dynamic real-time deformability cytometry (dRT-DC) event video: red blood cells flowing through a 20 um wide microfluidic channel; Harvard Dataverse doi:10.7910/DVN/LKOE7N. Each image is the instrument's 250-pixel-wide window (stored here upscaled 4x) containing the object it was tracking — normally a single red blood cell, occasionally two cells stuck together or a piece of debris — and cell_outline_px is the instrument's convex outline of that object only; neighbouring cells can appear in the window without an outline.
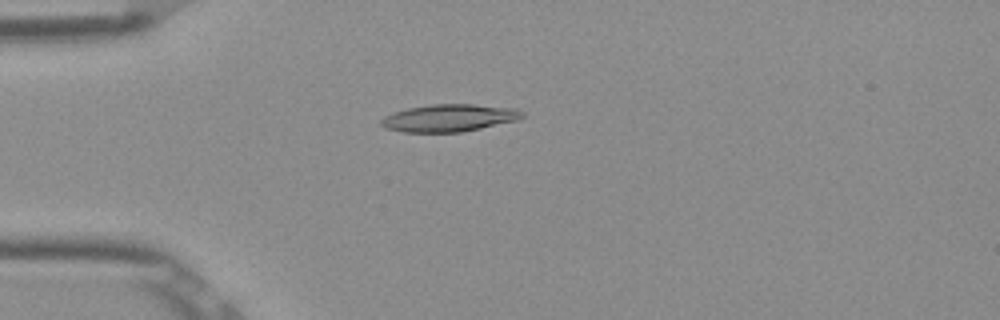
{"species": "Egyptian fruit bat (a non-hibernating species)", "species_latin": "Rousettus aegyptiacus", "temperature_condition": "room temperature", "stored_images_in_passage": 48, "camera_frame_rate_fps": 3000, "um_per_image_px": 0.085, "frame": {"image": 1, "passage_image": 10, "time_ms": 3.0, "image_size_px": [1000, 320], "cell_outline_px": [[524, 116], [516, 120], [480, 128], [460, 132], [404, 132], [384, 128], [380, 124], [380, 120], [384, 116], [392, 112], [408, 108], [432, 104], [472, 104], [516, 108], [524, 112]], "centroid_in_image_um": [38.14, 10.02], "position_along_channel_um": 46.9, "area_um2": 22.48}}
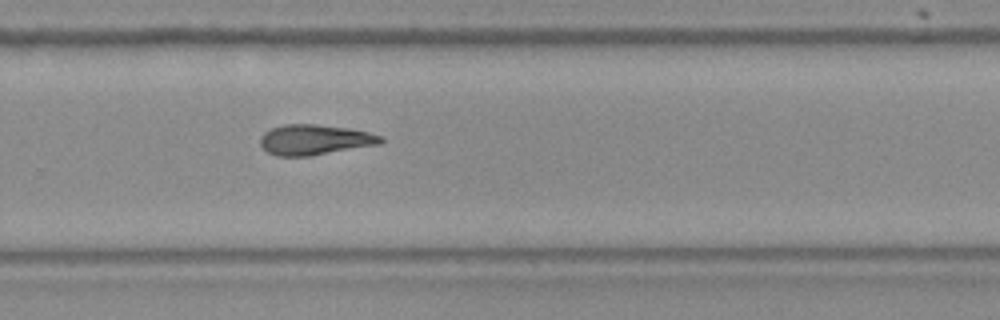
{"frame": {"image": 2, "passage_image": 31, "time_ms": 10.0, "image_size_px": [1000, 320], "cell_outline_px": [[384, 140], [380, 144], [312, 156], [276, 156], [268, 152], [260, 144], [260, 136], [264, 132], [272, 128], [284, 124], [316, 124], [348, 128], [368, 132], [384, 136]], "centroid_in_image_um": [26.76, 11.88], "position_along_channel_um": 303.0, "area_um2": 21.44}}
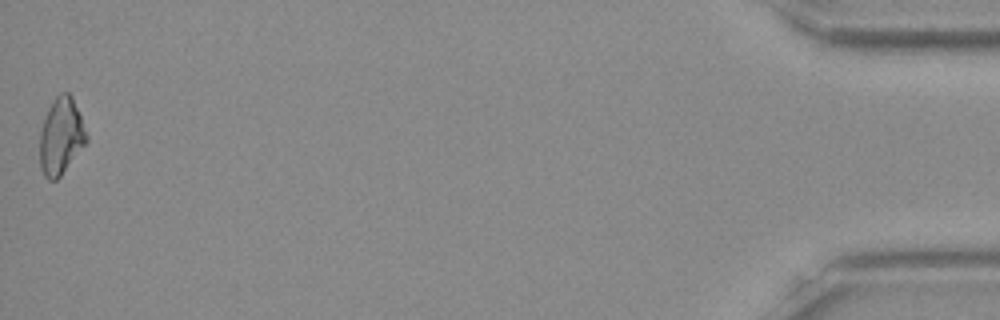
{"frame": {"image": 3, "passage_image": 48, "time_ms": 15.667, "image_size_px": [1000, 320], "cell_outline_px": [[88, 140], [60, 176], [56, 180], [48, 180], [44, 176], [40, 168], [40, 132], [48, 108], [52, 100], [60, 92], [68, 92], [72, 96], [88, 136]], "centroid_in_image_um": [5.17, 11.57], "position_along_channel_um": 430.0, "area_um2": 20.69}, "authors_computed_cell_mechanics": {"area_um2": 20.9525, "velocity_mm_per_s": 3.9017, "shape_relaxation_time_tau1_ms": null, "shape_relaxation_time_tau2_ms": 7.0911, "deformation_change_tau1": null, "deformation_change_tau2": 0.1751}}